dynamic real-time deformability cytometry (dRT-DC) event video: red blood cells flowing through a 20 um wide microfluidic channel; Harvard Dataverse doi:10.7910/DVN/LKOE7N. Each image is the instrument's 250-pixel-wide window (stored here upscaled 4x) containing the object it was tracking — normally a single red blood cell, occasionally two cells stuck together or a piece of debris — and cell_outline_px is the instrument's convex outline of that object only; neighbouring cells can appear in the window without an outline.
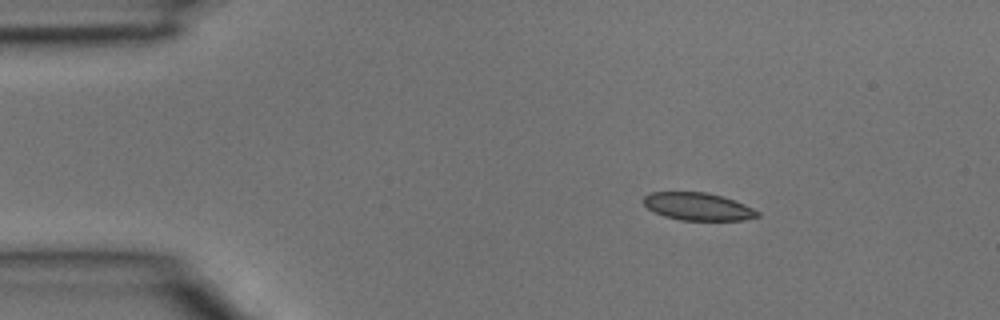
{"species": "common noctule bat (a hibernating species)", "species_latin": "Nyctalus noctula", "temperature_condition": "room temperature", "stored_images_in_passage": 2, "camera_frame_rate_fps": 3000, "um_per_image_px": 0.085, "animal": {"sex": "male", "body_mass_g": 15.6}, "frame": {"image": 1, "passage_image": 1, "time_ms": 0.0, "image_size_px": [1000, 320], "cell_outline_px": [[760, 216], [744, 220], [680, 220], [664, 216], [648, 208], [644, 204], [644, 196], [652, 192], [704, 192], [720, 196], [744, 204], [760, 212]], "centroid_in_image_um": [59.33, 17.56], "position_along_channel_um": 25.7, "area_um2": 18.09}}
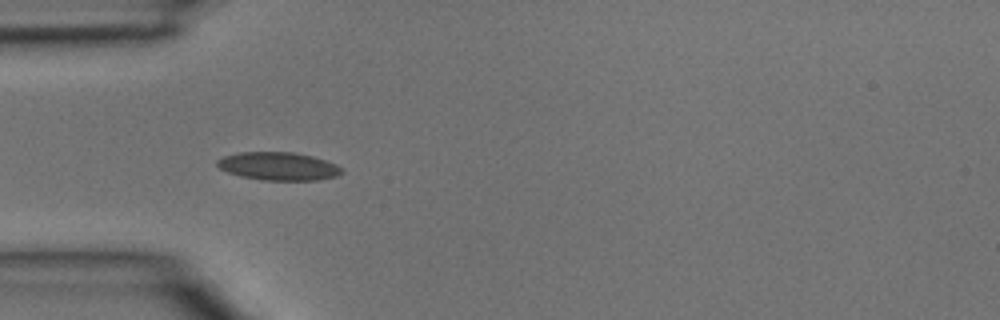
{"frame": {"image": 2, "passage_image": 2, "time_ms": 0.333, "image_size_px": [1000, 320], "cell_outline_px": [[344, 172], [336, 176], [316, 180], [260, 180], [240, 176], [228, 172], [220, 168], [216, 164], [216, 160], [224, 156], [240, 152], [292, 152], [312, 156], [336, 164]], "centroid_in_image_um": [23.64, 14.13], "position_along_channel_um": 61.4, "area_um2": 20.29}}